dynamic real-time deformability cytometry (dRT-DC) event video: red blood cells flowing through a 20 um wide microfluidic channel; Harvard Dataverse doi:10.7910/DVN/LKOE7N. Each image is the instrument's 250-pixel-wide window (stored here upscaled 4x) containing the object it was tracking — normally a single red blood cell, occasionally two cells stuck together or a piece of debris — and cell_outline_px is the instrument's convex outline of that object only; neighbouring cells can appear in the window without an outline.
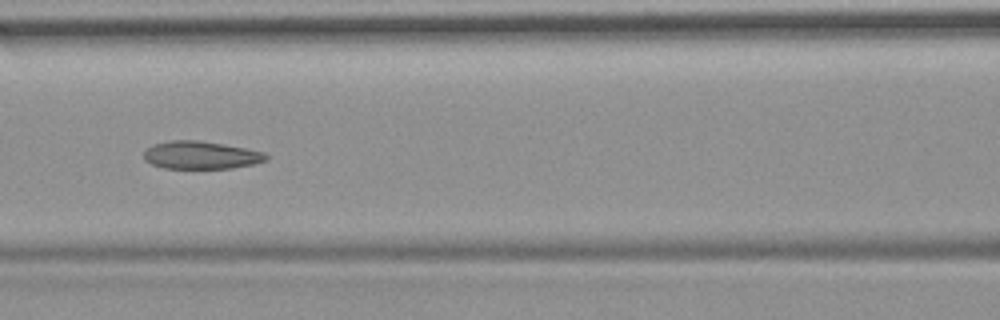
{"species": "common noctule bat (a hibernating species)", "species_latin": "Nyctalus noctula", "temperature_condition": "room temperature", "stored_images_in_passage": 7, "camera_frame_rate_fps": 3000, "um_per_image_px": 0.085, "animal": {"sex": "female", "body_mass_g": 19.9}, "frame": {"image": 1, "passage_image": 7, "time_ms": 7.0, "image_size_px": [1000, 320], "cell_outline_px": [[268, 160], [252, 164], [232, 168], [164, 168], [152, 164], [144, 160], [144, 152], [152, 144], [172, 140], [196, 140], [224, 144], [264, 152], [268, 156]], "centroid_in_image_um": [17.07, 13.18], "position_along_channel_um": 149.5, "area_um2": 19.71}}